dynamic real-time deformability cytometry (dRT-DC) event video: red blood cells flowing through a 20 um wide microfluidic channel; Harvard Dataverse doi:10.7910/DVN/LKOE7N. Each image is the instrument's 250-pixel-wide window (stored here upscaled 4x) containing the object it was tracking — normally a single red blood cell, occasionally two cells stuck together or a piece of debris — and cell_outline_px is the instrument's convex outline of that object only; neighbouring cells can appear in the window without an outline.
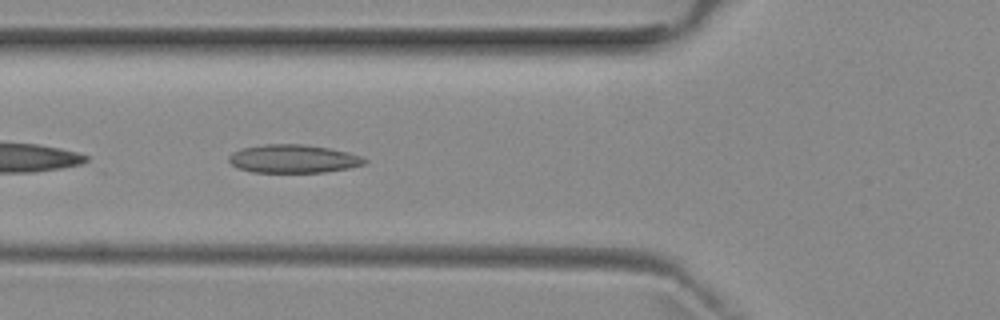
{"species": "common noctule bat (a hibernating species)", "species_latin": "Nyctalus noctula", "temperature_condition": "room temperature", "stored_images_in_passage": 33, "camera_frame_rate_fps": 3000, "um_per_image_px": 0.085, "animal": {"sex": "female", "body_mass_g": 29.2, "forearm_length_mm": 56.3}, "frame": {"image": 1, "passage_image": 7, "time_ms": 2.0, "image_size_px": [1000, 320], "cell_outline_px": [[368, 160], [364, 164], [348, 168], [324, 172], [252, 172], [236, 168], [228, 160], [228, 156], [232, 152], [240, 148], [264, 144], [304, 144], [328, 148], [348, 152], [360, 156]], "centroid_in_image_um": [24.88, 13.49], "position_along_channel_um": 100.9, "area_um2": 22.43}}
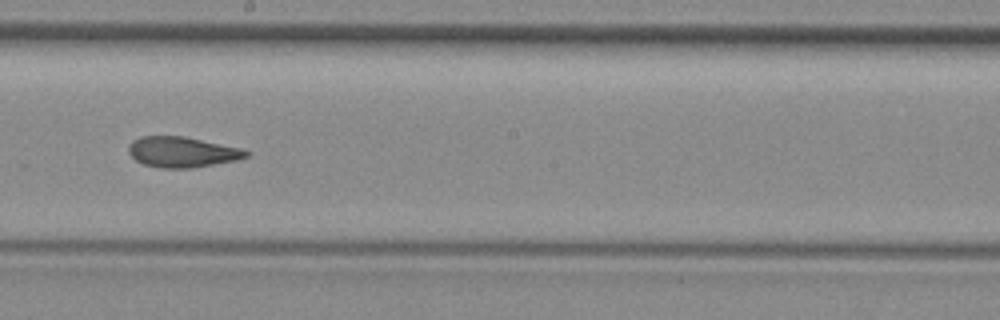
{"frame": {"image": 2, "passage_image": 17, "time_ms": 5.333, "image_size_px": [1000, 320], "cell_outline_px": [[252, 152], [248, 156], [236, 160], [192, 168], [160, 168], [144, 164], [136, 160], [128, 152], [128, 144], [132, 140], [140, 136], [184, 136], [240, 148]], "centroid_in_image_um": [15.46, 12.92], "position_along_channel_um": 232.7, "area_um2": 20.92}}
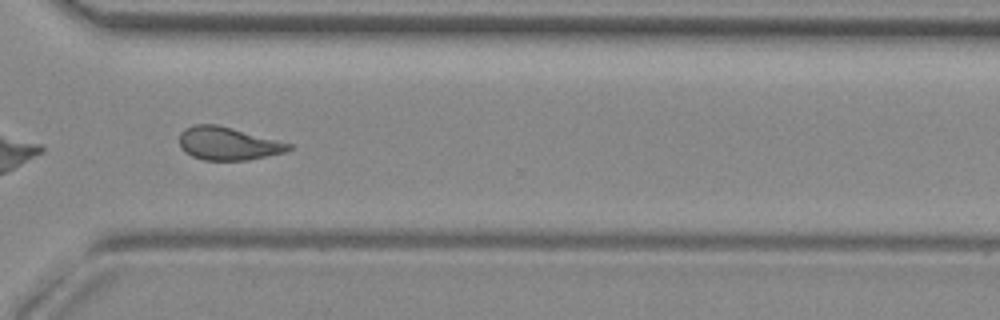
{"frame": {"image": 3, "passage_image": 26, "time_ms": 8.333, "image_size_px": [1000, 320], "cell_outline_px": [[292, 148], [284, 152], [248, 160], [204, 160], [192, 156], [184, 152], [180, 148], [180, 132], [184, 128], [196, 124], [216, 124], [232, 128], [292, 144]], "centroid_in_image_um": [19.34, 12.2], "position_along_channel_um": 351.3, "area_um2": 20.92}, "authors_computed_cell_mechanics": {"area_um2": 20.9236, "velocity_mm_per_s": 3.9449, "shape_relaxation_time_tau1_ms": null, "shape_relaxation_time_tau2_ms": 2.5513, "deformation_change_tau1": null, "deformation_change_tau2": 0.1}}